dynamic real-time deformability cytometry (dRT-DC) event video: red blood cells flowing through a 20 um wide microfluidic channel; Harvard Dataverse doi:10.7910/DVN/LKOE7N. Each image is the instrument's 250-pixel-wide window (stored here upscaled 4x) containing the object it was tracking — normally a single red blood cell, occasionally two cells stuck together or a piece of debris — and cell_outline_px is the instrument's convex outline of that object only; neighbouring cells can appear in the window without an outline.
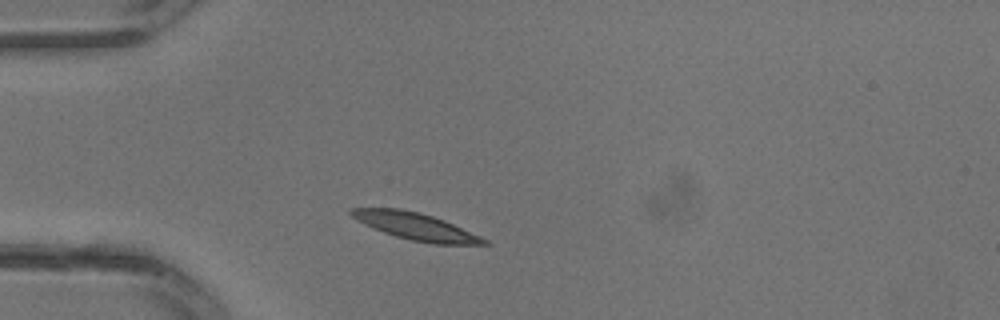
{"species": "common noctule bat (a hibernating species)", "species_latin": "Nyctalus noctula", "temperature_condition": "warm", "stored_images_in_passage": 14, "camera_frame_rate_fps": 3000, "um_per_image_px": 0.085, "animal": {"sex": "male", "body_mass_g": 13.3}, "frame": {"image": 1, "passage_image": 3, "time_ms": 0.667, "image_size_px": [1000, 320], "cell_outline_px": [[492, 244], [432, 244], [412, 240], [396, 236], [384, 232], [364, 224], [352, 216], [348, 212], [348, 208], [400, 208], [432, 216], [444, 220], [480, 236], [488, 240]], "centroid_in_image_um": [35.33, 19.24], "position_along_channel_um": 49.7, "area_um2": 20.63}}
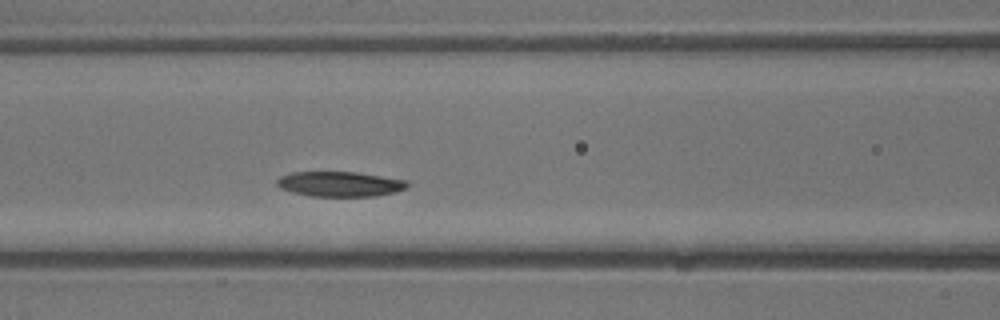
{"frame": {"image": 2, "passage_image": 8, "time_ms": 2.333, "image_size_px": [1000, 320], "cell_outline_px": [[408, 188], [396, 192], [376, 196], [312, 196], [292, 192], [280, 188], [276, 184], [276, 180], [280, 176], [292, 172], [356, 172], [408, 180]], "centroid_in_image_um": [28.91, 15.64], "position_along_channel_um": 137.7, "area_um2": 19.13}}
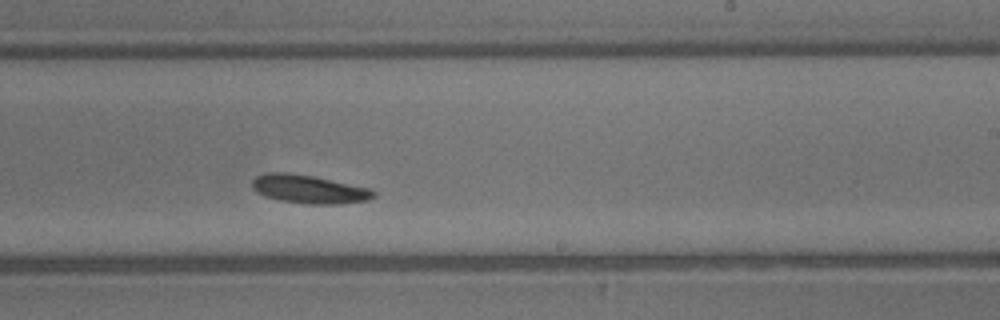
{"frame": {"image": 3, "passage_image": 14, "time_ms": 4.333, "image_size_px": [1000, 320], "cell_outline_px": [[376, 196], [368, 200], [336, 204], [308, 204], [280, 200], [264, 196], [256, 192], [252, 188], [252, 180], [256, 176], [264, 172], [288, 172], [312, 176], [368, 188], [376, 192]], "centroid_in_image_um": [26.21, 16.07], "position_along_channel_um": 262.8, "area_um2": 20.06}}